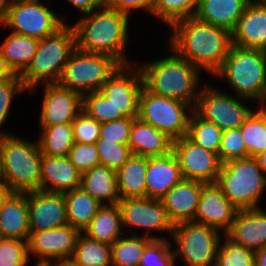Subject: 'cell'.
Wrapping results in <instances>:
<instances>
[{
  "mask_svg": "<svg viewBox=\"0 0 266 266\" xmlns=\"http://www.w3.org/2000/svg\"><path fill=\"white\" fill-rule=\"evenodd\" d=\"M121 225L119 205H103L83 233L98 242L112 245L122 237Z\"/></svg>",
  "mask_w": 266,
  "mask_h": 266,
  "instance_id": "4dcf8cb0",
  "label": "cell"
},
{
  "mask_svg": "<svg viewBox=\"0 0 266 266\" xmlns=\"http://www.w3.org/2000/svg\"><path fill=\"white\" fill-rule=\"evenodd\" d=\"M68 158L81 174L100 164L96 143L75 142Z\"/></svg>",
  "mask_w": 266,
  "mask_h": 266,
  "instance_id": "f6af8a7d",
  "label": "cell"
},
{
  "mask_svg": "<svg viewBox=\"0 0 266 266\" xmlns=\"http://www.w3.org/2000/svg\"><path fill=\"white\" fill-rule=\"evenodd\" d=\"M148 157L133 154L116 172L120 199L146 198Z\"/></svg>",
  "mask_w": 266,
  "mask_h": 266,
  "instance_id": "f1b7e54d",
  "label": "cell"
},
{
  "mask_svg": "<svg viewBox=\"0 0 266 266\" xmlns=\"http://www.w3.org/2000/svg\"><path fill=\"white\" fill-rule=\"evenodd\" d=\"M73 6L84 14L90 13L106 5V0H68Z\"/></svg>",
  "mask_w": 266,
  "mask_h": 266,
  "instance_id": "f907efd6",
  "label": "cell"
},
{
  "mask_svg": "<svg viewBox=\"0 0 266 266\" xmlns=\"http://www.w3.org/2000/svg\"><path fill=\"white\" fill-rule=\"evenodd\" d=\"M136 118L124 117L101 123L99 138L117 144H128L130 130Z\"/></svg>",
  "mask_w": 266,
  "mask_h": 266,
  "instance_id": "c3c4849f",
  "label": "cell"
},
{
  "mask_svg": "<svg viewBox=\"0 0 266 266\" xmlns=\"http://www.w3.org/2000/svg\"><path fill=\"white\" fill-rule=\"evenodd\" d=\"M261 103V107L258 110H253L259 118L266 124V95L262 96L259 99L253 100Z\"/></svg>",
  "mask_w": 266,
  "mask_h": 266,
  "instance_id": "f5cc1de1",
  "label": "cell"
},
{
  "mask_svg": "<svg viewBox=\"0 0 266 266\" xmlns=\"http://www.w3.org/2000/svg\"><path fill=\"white\" fill-rule=\"evenodd\" d=\"M154 0H106V5L130 16L136 9H144L151 14Z\"/></svg>",
  "mask_w": 266,
  "mask_h": 266,
  "instance_id": "681fc988",
  "label": "cell"
},
{
  "mask_svg": "<svg viewBox=\"0 0 266 266\" xmlns=\"http://www.w3.org/2000/svg\"><path fill=\"white\" fill-rule=\"evenodd\" d=\"M248 3L266 5V0H248Z\"/></svg>",
  "mask_w": 266,
  "mask_h": 266,
  "instance_id": "94428289",
  "label": "cell"
},
{
  "mask_svg": "<svg viewBox=\"0 0 266 266\" xmlns=\"http://www.w3.org/2000/svg\"><path fill=\"white\" fill-rule=\"evenodd\" d=\"M128 147L133 154L143 157L163 156L173 149V140L152 125L136 118L133 121Z\"/></svg>",
  "mask_w": 266,
  "mask_h": 266,
  "instance_id": "484cf974",
  "label": "cell"
},
{
  "mask_svg": "<svg viewBox=\"0 0 266 266\" xmlns=\"http://www.w3.org/2000/svg\"><path fill=\"white\" fill-rule=\"evenodd\" d=\"M169 241V238L152 240L145 247L139 266H175V256Z\"/></svg>",
  "mask_w": 266,
  "mask_h": 266,
  "instance_id": "7bdbcfd3",
  "label": "cell"
},
{
  "mask_svg": "<svg viewBox=\"0 0 266 266\" xmlns=\"http://www.w3.org/2000/svg\"><path fill=\"white\" fill-rule=\"evenodd\" d=\"M79 233L70 224L52 230L30 232L27 240L29 255L39 258L35 266L70 261Z\"/></svg>",
  "mask_w": 266,
  "mask_h": 266,
  "instance_id": "9a60e30c",
  "label": "cell"
},
{
  "mask_svg": "<svg viewBox=\"0 0 266 266\" xmlns=\"http://www.w3.org/2000/svg\"><path fill=\"white\" fill-rule=\"evenodd\" d=\"M81 173L68 156L51 157L43 155L40 167V190L65 193L79 188Z\"/></svg>",
  "mask_w": 266,
  "mask_h": 266,
  "instance_id": "7402d4cb",
  "label": "cell"
},
{
  "mask_svg": "<svg viewBox=\"0 0 266 266\" xmlns=\"http://www.w3.org/2000/svg\"><path fill=\"white\" fill-rule=\"evenodd\" d=\"M192 111L193 108L183 101L155 95L145 87L141 90V106L138 118L167 134L172 140L187 135Z\"/></svg>",
  "mask_w": 266,
  "mask_h": 266,
  "instance_id": "30bf717a",
  "label": "cell"
},
{
  "mask_svg": "<svg viewBox=\"0 0 266 266\" xmlns=\"http://www.w3.org/2000/svg\"><path fill=\"white\" fill-rule=\"evenodd\" d=\"M11 193L12 191L7 184L0 185V207L4 204L5 200Z\"/></svg>",
  "mask_w": 266,
  "mask_h": 266,
  "instance_id": "11a10c76",
  "label": "cell"
},
{
  "mask_svg": "<svg viewBox=\"0 0 266 266\" xmlns=\"http://www.w3.org/2000/svg\"><path fill=\"white\" fill-rule=\"evenodd\" d=\"M64 198L68 224L75 227L79 232H84L98 210L103 206L80 187L65 192Z\"/></svg>",
  "mask_w": 266,
  "mask_h": 266,
  "instance_id": "1f68e13d",
  "label": "cell"
},
{
  "mask_svg": "<svg viewBox=\"0 0 266 266\" xmlns=\"http://www.w3.org/2000/svg\"><path fill=\"white\" fill-rule=\"evenodd\" d=\"M69 262L74 266H112L111 245L98 242L80 232Z\"/></svg>",
  "mask_w": 266,
  "mask_h": 266,
  "instance_id": "d6a6232c",
  "label": "cell"
},
{
  "mask_svg": "<svg viewBox=\"0 0 266 266\" xmlns=\"http://www.w3.org/2000/svg\"><path fill=\"white\" fill-rule=\"evenodd\" d=\"M240 132L249 157L266 150V124L252 111L240 126Z\"/></svg>",
  "mask_w": 266,
  "mask_h": 266,
  "instance_id": "74e56055",
  "label": "cell"
},
{
  "mask_svg": "<svg viewBox=\"0 0 266 266\" xmlns=\"http://www.w3.org/2000/svg\"><path fill=\"white\" fill-rule=\"evenodd\" d=\"M28 262L27 241L10 238L0 241V266H27Z\"/></svg>",
  "mask_w": 266,
  "mask_h": 266,
  "instance_id": "ee69618b",
  "label": "cell"
},
{
  "mask_svg": "<svg viewBox=\"0 0 266 266\" xmlns=\"http://www.w3.org/2000/svg\"><path fill=\"white\" fill-rule=\"evenodd\" d=\"M101 123L82 111L72 122L75 142L93 144L99 139Z\"/></svg>",
  "mask_w": 266,
  "mask_h": 266,
  "instance_id": "7dc6e473",
  "label": "cell"
},
{
  "mask_svg": "<svg viewBox=\"0 0 266 266\" xmlns=\"http://www.w3.org/2000/svg\"><path fill=\"white\" fill-rule=\"evenodd\" d=\"M239 210L226 198L216 183L203 187L194 222L206 224L217 230H230Z\"/></svg>",
  "mask_w": 266,
  "mask_h": 266,
  "instance_id": "d6986e66",
  "label": "cell"
},
{
  "mask_svg": "<svg viewBox=\"0 0 266 266\" xmlns=\"http://www.w3.org/2000/svg\"><path fill=\"white\" fill-rule=\"evenodd\" d=\"M40 126L72 123L83 111V96L59 83L44 85Z\"/></svg>",
  "mask_w": 266,
  "mask_h": 266,
  "instance_id": "e0dca14e",
  "label": "cell"
},
{
  "mask_svg": "<svg viewBox=\"0 0 266 266\" xmlns=\"http://www.w3.org/2000/svg\"><path fill=\"white\" fill-rule=\"evenodd\" d=\"M194 221L177 223L171 236L177 247L175 258L181 257L184 266H215L221 232Z\"/></svg>",
  "mask_w": 266,
  "mask_h": 266,
  "instance_id": "9c48e42d",
  "label": "cell"
},
{
  "mask_svg": "<svg viewBox=\"0 0 266 266\" xmlns=\"http://www.w3.org/2000/svg\"><path fill=\"white\" fill-rule=\"evenodd\" d=\"M76 49L73 26L64 24L54 34L39 40L28 68L20 75L25 89L34 91L39 83H58L70 55Z\"/></svg>",
  "mask_w": 266,
  "mask_h": 266,
  "instance_id": "277c9868",
  "label": "cell"
},
{
  "mask_svg": "<svg viewBox=\"0 0 266 266\" xmlns=\"http://www.w3.org/2000/svg\"><path fill=\"white\" fill-rule=\"evenodd\" d=\"M74 25L76 48L114 58L120 65L130 64L125 54L129 16L107 5L86 13Z\"/></svg>",
  "mask_w": 266,
  "mask_h": 266,
  "instance_id": "7a4b0ae2",
  "label": "cell"
},
{
  "mask_svg": "<svg viewBox=\"0 0 266 266\" xmlns=\"http://www.w3.org/2000/svg\"><path fill=\"white\" fill-rule=\"evenodd\" d=\"M200 0H154L151 14L171 27L175 22L193 17Z\"/></svg>",
  "mask_w": 266,
  "mask_h": 266,
  "instance_id": "8d00e7d4",
  "label": "cell"
},
{
  "mask_svg": "<svg viewBox=\"0 0 266 266\" xmlns=\"http://www.w3.org/2000/svg\"><path fill=\"white\" fill-rule=\"evenodd\" d=\"M40 127L42 132L37 142L41 153L51 157L68 156L75 143L72 123Z\"/></svg>",
  "mask_w": 266,
  "mask_h": 266,
  "instance_id": "836d02e7",
  "label": "cell"
},
{
  "mask_svg": "<svg viewBox=\"0 0 266 266\" xmlns=\"http://www.w3.org/2000/svg\"><path fill=\"white\" fill-rule=\"evenodd\" d=\"M132 66V64L120 65L99 91L111 101L116 108V114L138 118L144 83L140 68L132 71L130 70L134 68Z\"/></svg>",
  "mask_w": 266,
  "mask_h": 266,
  "instance_id": "4fadbf2b",
  "label": "cell"
},
{
  "mask_svg": "<svg viewBox=\"0 0 266 266\" xmlns=\"http://www.w3.org/2000/svg\"><path fill=\"white\" fill-rule=\"evenodd\" d=\"M217 251L215 266H255V252L237 245L226 236Z\"/></svg>",
  "mask_w": 266,
  "mask_h": 266,
  "instance_id": "f35d334b",
  "label": "cell"
},
{
  "mask_svg": "<svg viewBox=\"0 0 266 266\" xmlns=\"http://www.w3.org/2000/svg\"><path fill=\"white\" fill-rule=\"evenodd\" d=\"M139 67L148 91L183 101L194 109L200 92L201 70L198 67L176 53Z\"/></svg>",
  "mask_w": 266,
  "mask_h": 266,
  "instance_id": "3957f363",
  "label": "cell"
},
{
  "mask_svg": "<svg viewBox=\"0 0 266 266\" xmlns=\"http://www.w3.org/2000/svg\"><path fill=\"white\" fill-rule=\"evenodd\" d=\"M153 239L132 235L120 237L111 245L112 266H139L145 247Z\"/></svg>",
  "mask_w": 266,
  "mask_h": 266,
  "instance_id": "e575fe53",
  "label": "cell"
},
{
  "mask_svg": "<svg viewBox=\"0 0 266 266\" xmlns=\"http://www.w3.org/2000/svg\"><path fill=\"white\" fill-rule=\"evenodd\" d=\"M0 230L4 238L28 240V192H12L0 207Z\"/></svg>",
  "mask_w": 266,
  "mask_h": 266,
  "instance_id": "d4e9b609",
  "label": "cell"
},
{
  "mask_svg": "<svg viewBox=\"0 0 266 266\" xmlns=\"http://www.w3.org/2000/svg\"><path fill=\"white\" fill-rule=\"evenodd\" d=\"M255 266H266V246L255 251Z\"/></svg>",
  "mask_w": 266,
  "mask_h": 266,
  "instance_id": "db71d44e",
  "label": "cell"
},
{
  "mask_svg": "<svg viewBox=\"0 0 266 266\" xmlns=\"http://www.w3.org/2000/svg\"><path fill=\"white\" fill-rule=\"evenodd\" d=\"M5 182L12 192L27 193L40 190L42 153L38 142L15 137H0Z\"/></svg>",
  "mask_w": 266,
  "mask_h": 266,
  "instance_id": "8992f818",
  "label": "cell"
},
{
  "mask_svg": "<svg viewBox=\"0 0 266 266\" xmlns=\"http://www.w3.org/2000/svg\"><path fill=\"white\" fill-rule=\"evenodd\" d=\"M80 188L102 205L118 204L120 200L117 174L105 165L99 164L83 173Z\"/></svg>",
  "mask_w": 266,
  "mask_h": 266,
  "instance_id": "83f0119b",
  "label": "cell"
},
{
  "mask_svg": "<svg viewBox=\"0 0 266 266\" xmlns=\"http://www.w3.org/2000/svg\"><path fill=\"white\" fill-rule=\"evenodd\" d=\"M118 205L121 211L122 225L128 228H142L144 237L153 240H165L166 237L150 236L152 231L169 232L172 234L174 224L170 221L161 199L131 198L120 199Z\"/></svg>",
  "mask_w": 266,
  "mask_h": 266,
  "instance_id": "5bb4252c",
  "label": "cell"
},
{
  "mask_svg": "<svg viewBox=\"0 0 266 266\" xmlns=\"http://www.w3.org/2000/svg\"><path fill=\"white\" fill-rule=\"evenodd\" d=\"M82 110L99 123L115 121L125 117L123 114H116V108L100 91L83 96Z\"/></svg>",
  "mask_w": 266,
  "mask_h": 266,
  "instance_id": "ab89813d",
  "label": "cell"
},
{
  "mask_svg": "<svg viewBox=\"0 0 266 266\" xmlns=\"http://www.w3.org/2000/svg\"><path fill=\"white\" fill-rule=\"evenodd\" d=\"M232 45L266 51V5L248 3L232 32Z\"/></svg>",
  "mask_w": 266,
  "mask_h": 266,
  "instance_id": "cb8c5ba5",
  "label": "cell"
},
{
  "mask_svg": "<svg viewBox=\"0 0 266 266\" xmlns=\"http://www.w3.org/2000/svg\"><path fill=\"white\" fill-rule=\"evenodd\" d=\"M218 156L222 164L249 157L240 128L223 131Z\"/></svg>",
  "mask_w": 266,
  "mask_h": 266,
  "instance_id": "b9f144b4",
  "label": "cell"
},
{
  "mask_svg": "<svg viewBox=\"0 0 266 266\" xmlns=\"http://www.w3.org/2000/svg\"><path fill=\"white\" fill-rule=\"evenodd\" d=\"M182 180L180 165L173 151L163 156L148 157L146 170L147 197L161 199Z\"/></svg>",
  "mask_w": 266,
  "mask_h": 266,
  "instance_id": "603a6c76",
  "label": "cell"
},
{
  "mask_svg": "<svg viewBox=\"0 0 266 266\" xmlns=\"http://www.w3.org/2000/svg\"><path fill=\"white\" fill-rule=\"evenodd\" d=\"M30 232L45 231L68 224L64 193L43 190L28 192Z\"/></svg>",
  "mask_w": 266,
  "mask_h": 266,
  "instance_id": "ac0fdd59",
  "label": "cell"
},
{
  "mask_svg": "<svg viewBox=\"0 0 266 266\" xmlns=\"http://www.w3.org/2000/svg\"><path fill=\"white\" fill-rule=\"evenodd\" d=\"M39 40L11 32L0 46V54L15 74L21 75L31 64Z\"/></svg>",
  "mask_w": 266,
  "mask_h": 266,
  "instance_id": "f546056e",
  "label": "cell"
},
{
  "mask_svg": "<svg viewBox=\"0 0 266 266\" xmlns=\"http://www.w3.org/2000/svg\"><path fill=\"white\" fill-rule=\"evenodd\" d=\"M172 151L178 159L183 179L216 183L222 166L217 153L195 144L187 136L173 140Z\"/></svg>",
  "mask_w": 266,
  "mask_h": 266,
  "instance_id": "2e32d148",
  "label": "cell"
},
{
  "mask_svg": "<svg viewBox=\"0 0 266 266\" xmlns=\"http://www.w3.org/2000/svg\"><path fill=\"white\" fill-rule=\"evenodd\" d=\"M222 133L215 124L205 121L192 111L186 135L192 142L218 154Z\"/></svg>",
  "mask_w": 266,
  "mask_h": 266,
  "instance_id": "d590c367",
  "label": "cell"
},
{
  "mask_svg": "<svg viewBox=\"0 0 266 266\" xmlns=\"http://www.w3.org/2000/svg\"><path fill=\"white\" fill-rule=\"evenodd\" d=\"M98 156L101 165H105L117 172L133 155L128 144H117L99 138L96 141Z\"/></svg>",
  "mask_w": 266,
  "mask_h": 266,
  "instance_id": "60d3db41",
  "label": "cell"
},
{
  "mask_svg": "<svg viewBox=\"0 0 266 266\" xmlns=\"http://www.w3.org/2000/svg\"><path fill=\"white\" fill-rule=\"evenodd\" d=\"M254 157L222 164L216 185L238 209H257L266 188V175Z\"/></svg>",
  "mask_w": 266,
  "mask_h": 266,
  "instance_id": "52a82bcc",
  "label": "cell"
},
{
  "mask_svg": "<svg viewBox=\"0 0 266 266\" xmlns=\"http://www.w3.org/2000/svg\"><path fill=\"white\" fill-rule=\"evenodd\" d=\"M213 76L225 78L237 96L259 99L266 95V51L232 45Z\"/></svg>",
  "mask_w": 266,
  "mask_h": 266,
  "instance_id": "5b68a950",
  "label": "cell"
},
{
  "mask_svg": "<svg viewBox=\"0 0 266 266\" xmlns=\"http://www.w3.org/2000/svg\"><path fill=\"white\" fill-rule=\"evenodd\" d=\"M22 91L26 92L27 90L19 74H15L11 79L0 82V127L8 118L14 96ZM9 135L12 134L0 131V137Z\"/></svg>",
  "mask_w": 266,
  "mask_h": 266,
  "instance_id": "bcb514c9",
  "label": "cell"
},
{
  "mask_svg": "<svg viewBox=\"0 0 266 266\" xmlns=\"http://www.w3.org/2000/svg\"><path fill=\"white\" fill-rule=\"evenodd\" d=\"M10 0H0V24L4 25Z\"/></svg>",
  "mask_w": 266,
  "mask_h": 266,
  "instance_id": "9f6ffc18",
  "label": "cell"
},
{
  "mask_svg": "<svg viewBox=\"0 0 266 266\" xmlns=\"http://www.w3.org/2000/svg\"><path fill=\"white\" fill-rule=\"evenodd\" d=\"M169 46L180 58L213 75L223 64L232 46L227 29L199 21L194 16L175 22Z\"/></svg>",
  "mask_w": 266,
  "mask_h": 266,
  "instance_id": "6da1fadb",
  "label": "cell"
},
{
  "mask_svg": "<svg viewBox=\"0 0 266 266\" xmlns=\"http://www.w3.org/2000/svg\"><path fill=\"white\" fill-rule=\"evenodd\" d=\"M205 86L200 89L193 111L222 131L240 128L253 111L252 108L243 105L242 101L247 98L227 95L207 84Z\"/></svg>",
  "mask_w": 266,
  "mask_h": 266,
  "instance_id": "7c38bea8",
  "label": "cell"
},
{
  "mask_svg": "<svg viewBox=\"0 0 266 266\" xmlns=\"http://www.w3.org/2000/svg\"><path fill=\"white\" fill-rule=\"evenodd\" d=\"M3 238H4V237H3L2 233H1V230H0V241H1Z\"/></svg>",
  "mask_w": 266,
  "mask_h": 266,
  "instance_id": "6125c7cd",
  "label": "cell"
},
{
  "mask_svg": "<svg viewBox=\"0 0 266 266\" xmlns=\"http://www.w3.org/2000/svg\"><path fill=\"white\" fill-rule=\"evenodd\" d=\"M120 64L104 54L75 49L66 63L59 84L82 96L99 91Z\"/></svg>",
  "mask_w": 266,
  "mask_h": 266,
  "instance_id": "ba28073f",
  "label": "cell"
},
{
  "mask_svg": "<svg viewBox=\"0 0 266 266\" xmlns=\"http://www.w3.org/2000/svg\"><path fill=\"white\" fill-rule=\"evenodd\" d=\"M15 73L13 70L7 65V62L3 59L0 54V82L11 79Z\"/></svg>",
  "mask_w": 266,
  "mask_h": 266,
  "instance_id": "816d5d0a",
  "label": "cell"
},
{
  "mask_svg": "<svg viewBox=\"0 0 266 266\" xmlns=\"http://www.w3.org/2000/svg\"><path fill=\"white\" fill-rule=\"evenodd\" d=\"M40 0H10L4 27L23 36L41 40L54 34L66 22L62 21Z\"/></svg>",
  "mask_w": 266,
  "mask_h": 266,
  "instance_id": "8fae6325",
  "label": "cell"
},
{
  "mask_svg": "<svg viewBox=\"0 0 266 266\" xmlns=\"http://www.w3.org/2000/svg\"><path fill=\"white\" fill-rule=\"evenodd\" d=\"M205 185L200 181L183 179L161 198L167 215L174 225L194 220L197 205Z\"/></svg>",
  "mask_w": 266,
  "mask_h": 266,
  "instance_id": "ffe728a7",
  "label": "cell"
},
{
  "mask_svg": "<svg viewBox=\"0 0 266 266\" xmlns=\"http://www.w3.org/2000/svg\"><path fill=\"white\" fill-rule=\"evenodd\" d=\"M224 236L254 252L260 250L266 246V212L260 208L239 210Z\"/></svg>",
  "mask_w": 266,
  "mask_h": 266,
  "instance_id": "44dd1931",
  "label": "cell"
},
{
  "mask_svg": "<svg viewBox=\"0 0 266 266\" xmlns=\"http://www.w3.org/2000/svg\"><path fill=\"white\" fill-rule=\"evenodd\" d=\"M50 266H74L71 262H59V263H55V264H52Z\"/></svg>",
  "mask_w": 266,
  "mask_h": 266,
  "instance_id": "91938a15",
  "label": "cell"
},
{
  "mask_svg": "<svg viewBox=\"0 0 266 266\" xmlns=\"http://www.w3.org/2000/svg\"><path fill=\"white\" fill-rule=\"evenodd\" d=\"M1 184H6V182H5V177H4L2 155H1V152H0V185Z\"/></svg>",
  "mask_w": 266,
  "mask_h": 266,
  "instance_id": "680465c9",
  "label": "cell"
},
{
  "mask_svg": "<svg viewBox=\"0 0 266 266\" xmlns=\"http://www.w3.org/2000/svg\"><path fill=\"white\" fill-rule=\"evenodd\" d=\"M254 158L257 160L258 165L261 167V169L266 175V150L264 152L259 153Z\"/></svg>",
  "mask_w": 266,
  "mask_h": 266,
  "instance_id": "6f0895ef",
  "label": "cell"
},
{
  "mask_svg": "<svg viewBox=\"0 0 266 266\" xmlns=\"http://www.w3.org/2000/svg\"><path fill=\"white\" fill-rule=\"evenodd\" d=\"M247 5L248 0H200L194 17L232 33Z\"/></svg>",
  "mask_w": 266,
  "mask_h": 266,
  "instance_id": "4316f807",
  "label": "cell"
}]
</instances>
